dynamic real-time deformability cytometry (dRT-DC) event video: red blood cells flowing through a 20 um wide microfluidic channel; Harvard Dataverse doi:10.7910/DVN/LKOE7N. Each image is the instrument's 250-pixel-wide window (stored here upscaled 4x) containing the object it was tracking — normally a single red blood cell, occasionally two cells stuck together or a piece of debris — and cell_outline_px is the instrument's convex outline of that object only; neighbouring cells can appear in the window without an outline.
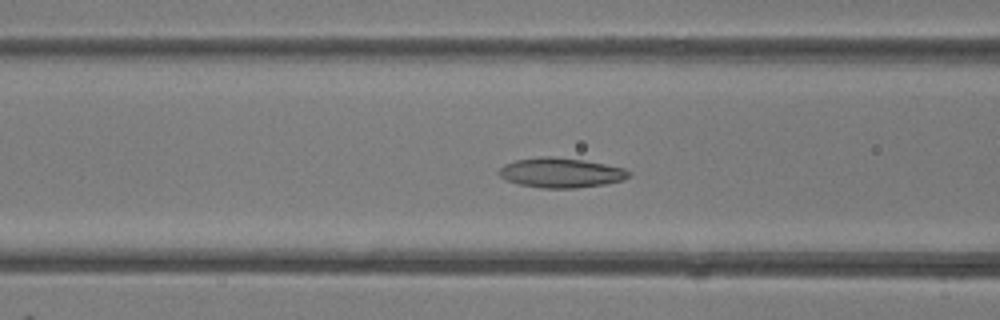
{"species": "common noctule bat (a hibernating species)", "species_latin": "Nyctalus noctula", "temperature_condition": "room temperature", "stored_images_in_passage": 42, "camera_frame_rate_fps": 3000, "um_per_image_px": 0.085, "animal": {"sex": "female"}, "frame": {"image": 1, "passage_image": 17, "time_ms": 5.333, "image_size_px": [1000, 320], "cell_outline_px": [[632, 176], [624, 180], [604, 184], [576, 188], [540, 188], [520, 184], [504, 180], [496, 172], [504, 164], [516, 160], [540, 156], [552, 156], [584, 160], [624, 168], [632, 172]], "centroid_in_image_um": [47.67, 14.68], "position_along_channel_um": 118.9, "area_um2": 22.77}}
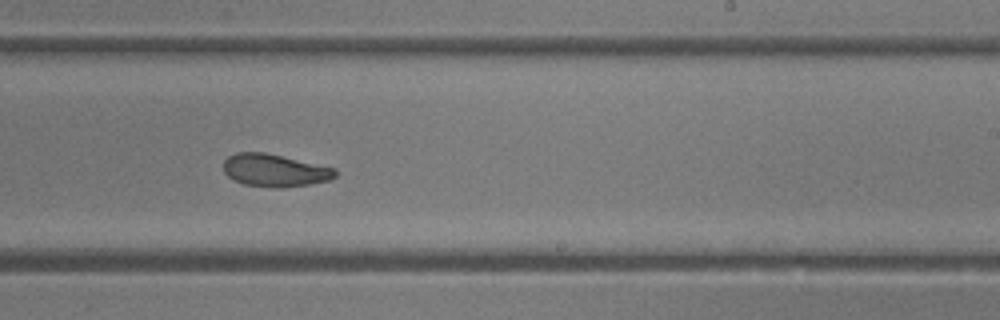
{"frame": {"image": 2, "passage_image": 26, "time_ms": 8.333, "image_size_px": [1000, 320], "cell_outline_px": [[336, 176], [328, 180], [308, 184], [280, 188], [276, 188], [244, 184], [228, 176], [224, 172], [224, 160], [228, 156], [236, 152], [264, 152], [336, 168]], "centroid_in_image_um": [23.34, 14.47], "position_along_channel_um": 265.7, "area_um2": 21.04}}
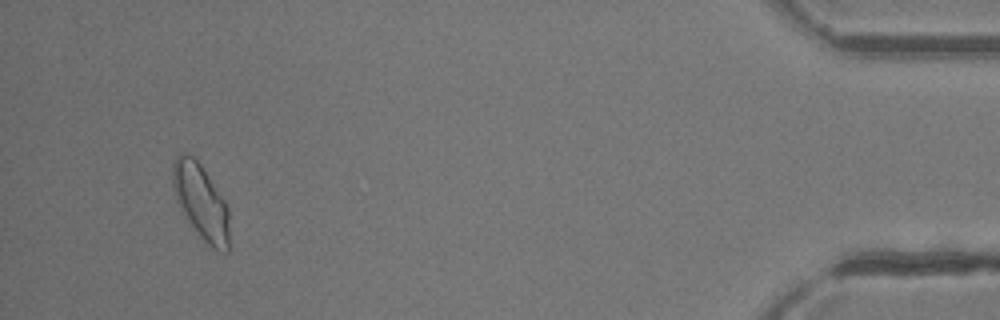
{"frame": {"image": 3, "passage_image": 40, "time_ms": 13.0, "image_size_px": [1000, 320], "cell_outline_px": [[228, 252], [212, 248], [200, 236], [188, 220], [176, 200], [172, 184], [172, 164], [176, 156], [180, 152], [184, 152], [192, 156], [200, 164], [224, 200], [228, 208]], "centroid_in_image_um": [17.05, 17.11], "position_along_channel_um": 418.1, "area_um2": 24.33}}